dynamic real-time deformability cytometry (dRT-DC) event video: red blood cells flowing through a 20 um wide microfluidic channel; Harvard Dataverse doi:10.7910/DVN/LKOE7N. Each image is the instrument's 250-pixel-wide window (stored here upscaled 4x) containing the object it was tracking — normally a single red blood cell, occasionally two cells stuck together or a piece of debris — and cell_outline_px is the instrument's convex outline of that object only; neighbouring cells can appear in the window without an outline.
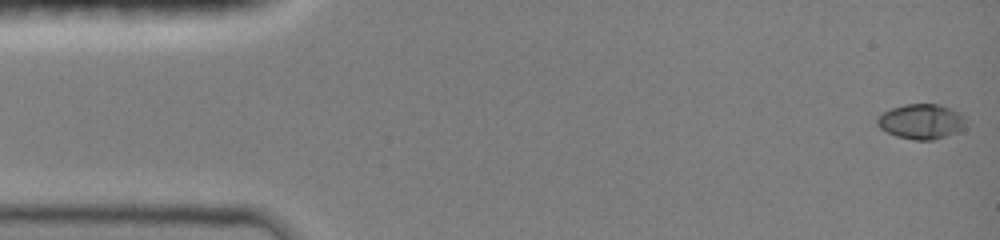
{"species": "common noctule bat (a hibernating species)", "species_latin": "Nyctalus noctula", "temperature_condition": "room temperature", "stored_images_in_passage": 48, "camera_frame_rate_fps": 3000, "um_per_image_px": 0.085, "animal": {"sex": "female", "body_mass_g": 19.0, "forearm_length_mm": 51.5}, "frame": {"image": 1, "passage_image": 1, "time_ms": 0.0, "image_size_px": [1000, 240], "cell_outline_px": [[964, 128], [956, 132], [932, 140], [916, 140], [896, 136], [880, 128], [876, 124], [876, 120], [884, 112], [892, 108], [904, 104], [940, 104], [952, 108], [964, 116]], "centroid_in_image_um": [78.3, 10.32], "position_along_channel_um": 6.7, "area_um2": 17.92}}
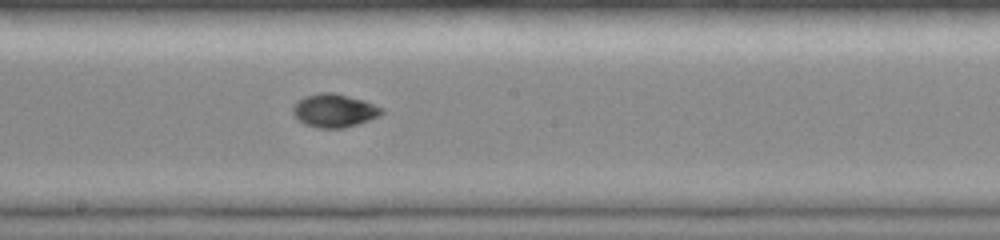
{"frame": {"image": 2, "passage_image": 26, "time_ms": 8.333, "image_size_px": [1000, 240], "cell_outline_px": [[384, 112], [368, 120], [344, 128], [320, 128], [304, 124], [292, 112], [292, 108], [296, 100], [304, 96], [320, 92], [332, 92], [364, 100], [384, 108]], "centroid_in_image_um": [28.38, 9.38], "position_along_channel_um": 219.8, "area_um2": 17.17}}
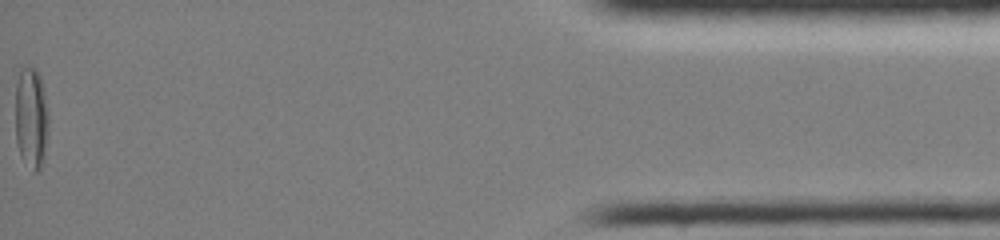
{"frame": {"image": 3, "passage_image": 48, "time_ms": 15.667, "image_size_px": [1000, 240], "cell_outline_px": [[48, 124], [44, 156], [40, 172], [32, 172], [20, 156], [16, 140], [16, 84], [20, 68], [24, 64], [36, 68], [40, 76], [44, 92], [48, 112]], "centroid_in_image_um": [2.64, 10.01], "position_along_channel_um": 432.6, "area_um2": 19.94}, "authors_computed_cell_mechanics": {"area_um2": 16.7331, "velocity_mm_per_s": 4.0422, "shape_relaxation_time_tau1_ms": 7.1427, "shape_relaxation_time_tau2_ms": 2.1738, "deformation_change_tau1": 0.2165, "deformation_change_tau2": 0.0455}}